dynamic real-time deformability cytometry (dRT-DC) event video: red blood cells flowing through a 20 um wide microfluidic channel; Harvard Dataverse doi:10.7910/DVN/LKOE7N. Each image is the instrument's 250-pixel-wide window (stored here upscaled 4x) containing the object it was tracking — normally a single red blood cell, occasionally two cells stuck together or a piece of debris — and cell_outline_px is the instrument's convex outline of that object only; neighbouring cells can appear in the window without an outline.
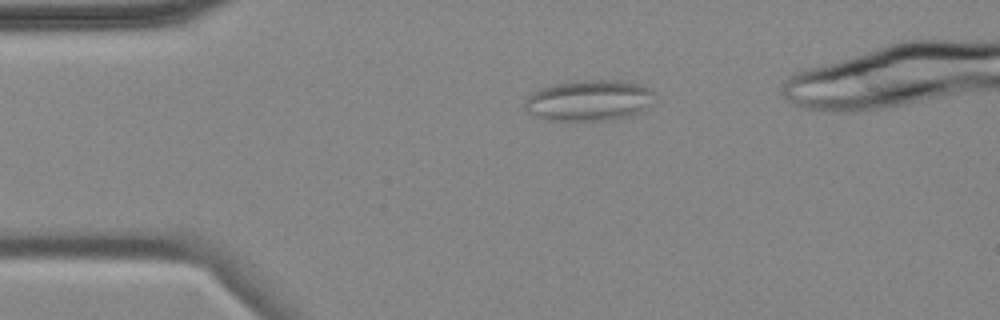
{"species": "common noctule bat (a hibernating species)", "species_latin": "Nyctalus noctula", "temperature_condition": "cold", "stored_images_in_passage": 4, "camera_frame_rate_fps": 3000, "um_per_image_px": 0.085, "animal": {"sex": "female", "body_mass_g": 18.4}, "frame": {"image": 1, "passage_image": 3, "time_ms": 2.333, "image_size_px": [1000, 320], "cell_outline_px": [[652, 104], [648, 108], [632, 116], [612, 120], [544, 120], [532, 116], [524, 108], [524, 100], [532, 92], [540, 88], [552, 84], [584, 80], [616, 80], [640, 84], [648, 88], [652, 92]], "centroid_in_image_um": [50.03, 8.55], "position_along_channel_um": 35.0, "area_um2": 31.27}}